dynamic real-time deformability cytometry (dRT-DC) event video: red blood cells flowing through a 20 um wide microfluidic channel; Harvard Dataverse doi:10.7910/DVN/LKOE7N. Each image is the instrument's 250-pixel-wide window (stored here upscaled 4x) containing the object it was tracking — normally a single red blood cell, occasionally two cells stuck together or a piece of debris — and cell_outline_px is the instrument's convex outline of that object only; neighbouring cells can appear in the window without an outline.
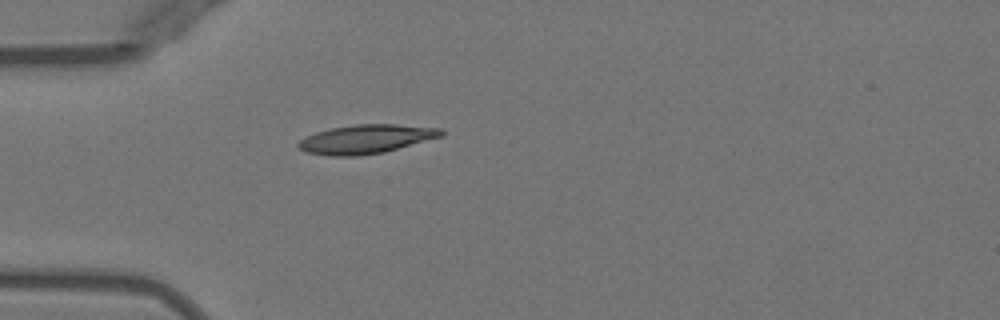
{"species": "Egyptian fruit bat (a non-hibernating species)", "species_latin": "Rousettus aegyptiacus", "temperature_condition": "warm", "stored_images_in_passage": 37, "camera_frame_rate_fps": 3000, "um_per_image_px": 0.085, "animal": {"sex": "female"}, "frame": {"image": 1, "passage_image": 1, "time_ms": 0.0, "image_size_px": [1000, 320], "cell_outline_px": [[444, 136], [384, 152], [356, 156], [332, 156], [304, 152], [296, 144], [304, 136], [316, 132], [332, 128], [356, 124], [396, 124], [444, 128]], "centroid_in_image_um": [31.14, 11.82], "position_along_channel_um": 53.9, "area_um2": 24.22}}
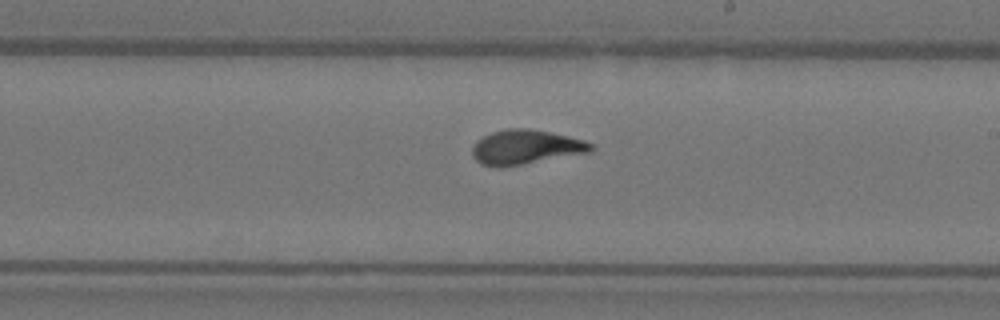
{"frame": {"image": 2, "passage_image": 16, "time_ms": 5.0, "image_size_px": [1000, 320], "cell_outline_px": [[596, 148], [592, 152], [500, 168], [480, 164], [472, 156], [472, 148], [476, 140], [492, 132], [508, 128], [528, 128], [568, 136], [584, 140], [592, 144]], "centroid_in_image_um": [44.68, 12.51], "position_along_channel_um": 244.3, "area_um2": 23.99}}
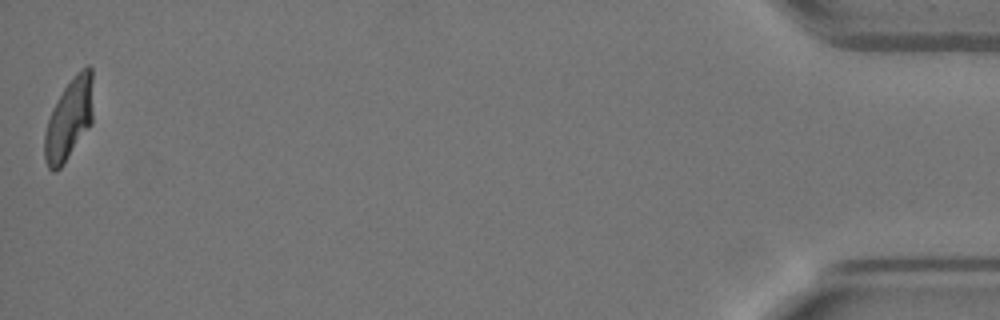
{"frame": {"image": 3, "passage_image": 37, "time_ms": 12.0, "image_size_px": [1000, 320], "cell_outline_px": [[92, 124], [64, 164], [56, 172], [52, 172], [48, 168], [44, 160], [44, 132], [52, 108], [64, 88], [72, 76], [80, 68], [88, 64], [92, 68]], "centroid_in_image_um": [5.86, 10.14], "position_along_channel_um": 429.3, "area_um2": 23.41}, "authors_computed_cell_mechanics": {"area_um2": 23.2934, "velocity_mm_per_s": 3.9689, "shape_relaxation_time_tau1_ms": 2.8668, "shape_relaxation_time_tau2_ms": 0.4585, "deformation_change_tau1": 0.1953, "deformation_change_tau2": 0.0767}}